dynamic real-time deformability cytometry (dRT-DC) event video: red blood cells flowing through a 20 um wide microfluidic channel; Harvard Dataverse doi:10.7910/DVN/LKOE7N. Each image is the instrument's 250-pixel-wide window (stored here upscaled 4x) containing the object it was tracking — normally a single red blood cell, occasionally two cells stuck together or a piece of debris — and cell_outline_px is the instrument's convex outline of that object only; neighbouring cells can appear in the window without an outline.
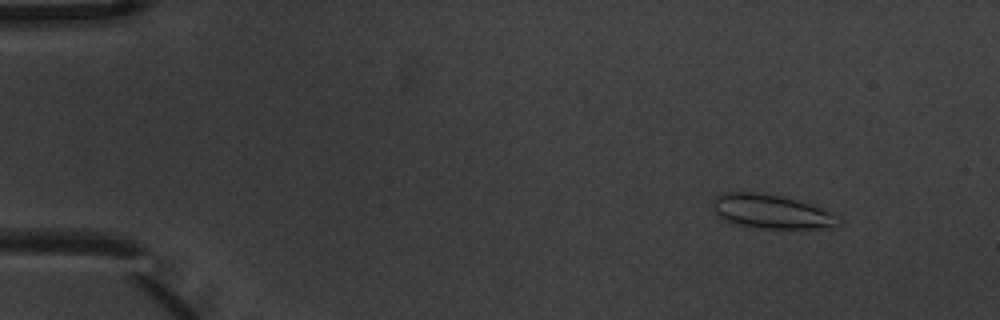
{"species": "common noctule bat (a hibernating species)", "species_latin": "Nyctalus noctula", "temperature_condition": "warm", "stored_images_in_passage": 6, "camera_frame_rate_fps": 3000, "um_per_image_px": 0.085, "animal": {"sex": "male", "body_mass_g": 20.1, "forearm_length_mm": 53.5}, "frame": {"image": 1, "passage_image": 2, "time_ms": 0.333, "image_size_px": [1000, 320], "cell_outline_px": [[840, 224], [836, 228], [752, 228], [724, 220], [716, 212], [712, 204], [712, 200], [720, 192], [756, 192], [784, 196], [832, 212], [840, 220]], "centroid_in_image_um": [65.56, 17.98], "position_along_channel_um": 19.4, "area_um2": 24.97}}
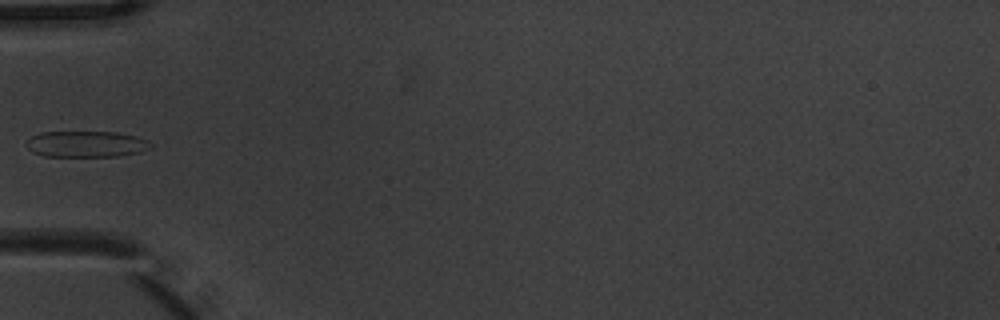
{"frame": {"image": 2, "passage_image": 5, "time_ms": 1.333, "image_size_px": [1000, 320], "cell_outline_px": [[152, 144], [148, 148], [140, 152], [116, 156], [44, 156], [32, 152], [28, 148], [28, 140], [32, 136], [40, 132], [116, 132], [136, 136], [148, 140]], "centroid_in_image_um": [7.33, 12.24], "position_along_channel_um": 77.7, "area_um2": 18.79}}
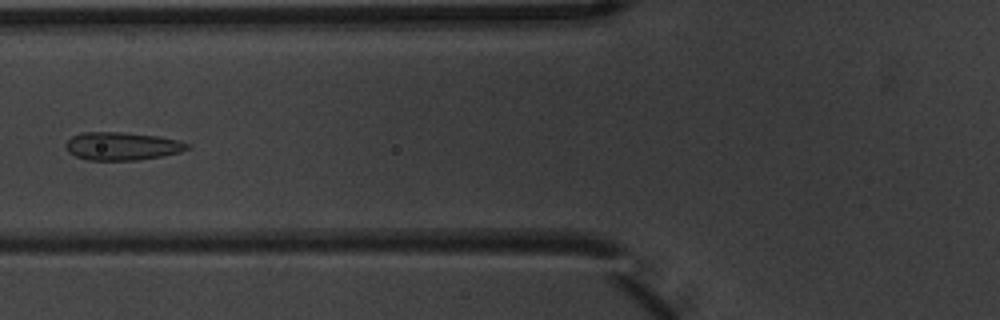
{"frame": {"image": 3, "passage_image": 6, "time_ms": 1.667, "image_size_px": [1000, 320], "cell_outline_px": [[188, 148], [180, 152], [160, 156], [136, 160], [88, 160], [76, 156], [68, 152], [64, 144], [72, 136], [84, 132], [124, 132], [160, 136], [176, 140], [188, 144]], "centroid_in_image_um": [10.33, 12.41], "position_along_channel_um": 115.5, "area_um2": 19.71}}